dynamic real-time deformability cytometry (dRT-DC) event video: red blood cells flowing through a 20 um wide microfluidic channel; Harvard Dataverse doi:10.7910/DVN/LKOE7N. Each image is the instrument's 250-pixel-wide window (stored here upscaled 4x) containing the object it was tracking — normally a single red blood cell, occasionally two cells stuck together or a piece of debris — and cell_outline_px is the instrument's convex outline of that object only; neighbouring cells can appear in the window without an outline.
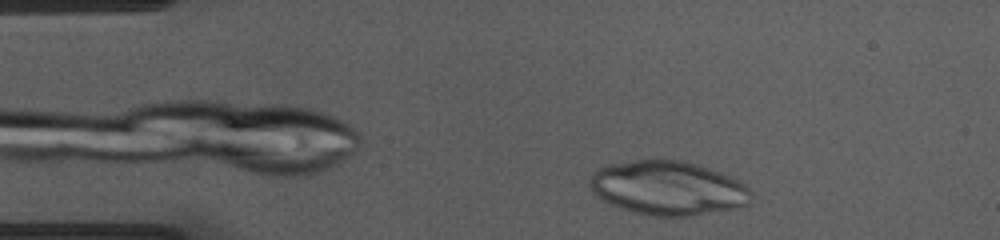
{"species": "common noctule bat (a hibernating species)", "species_latin": "Nyctalus noctula", "temperature_condition": "cold", "stored_images_in_passage": 46, "segment_of_instrument_passage": [1, 2], "camera_frame_rate_fps": 3000, "um_per_image_px": 0.085, "animal": {"sex": "female", "body_mass_g": 23.0, "forearm_length_mm": 53.4}, "frame": {"image": 1, "passage_image": 1, "time_ms": 0.0, "image_size_px": [1000, 240], "cell_outline_px": [[752, 196], [748, 204], [736, 208], [692, 216], [652, 216], [620, 208], [596, 196], [588, 184], [588, 180], [600, 168], [608, 164], [636, 160], [680, 160], [696, 164], [708, 168], [728, 176], [744, 184], [752, 192]], "centroid_in_image_um": [56.77, 15.99], "position_along_channel_um": 28.2, "area_um2": 50.52}}